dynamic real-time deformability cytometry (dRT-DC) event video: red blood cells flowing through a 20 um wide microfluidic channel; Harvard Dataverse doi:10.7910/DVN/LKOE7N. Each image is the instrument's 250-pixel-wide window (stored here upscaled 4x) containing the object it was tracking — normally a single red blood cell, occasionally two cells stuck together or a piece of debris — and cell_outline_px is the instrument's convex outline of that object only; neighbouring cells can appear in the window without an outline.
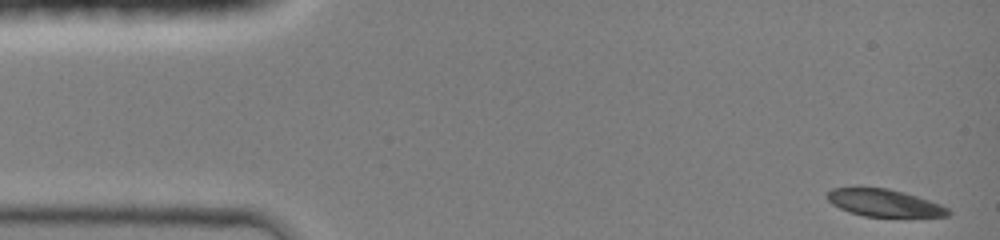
{"species": "common noctule bat (a hibernating species)", "species_latin": "Nyctalus noctula", "temperature_condition": "room temperature", "stored_images_in_passage": 42, "camera_frame_rate_fps": 3000, "um_per_image_px": 0.085, "animal": {"sex": "female", "body_mass_g": 19.0, "forearm_length_mm": 51.5}, "frame": {"image": 1, "passage_image": 1, "time_ms": 0.0, "image_size_px": [1000, 240], "cell_outline_px": [[952, 212], [948, 216], [864, 216], [840, 208], [832, 204], [824, 196], [832, 188], [888, 188], [904, 192], [940, 204], [948, 208]], "centroid_in_image_um": [75.15, 17.24], "position_along_channel_um": 9.9, "area_um2": 18.9}}
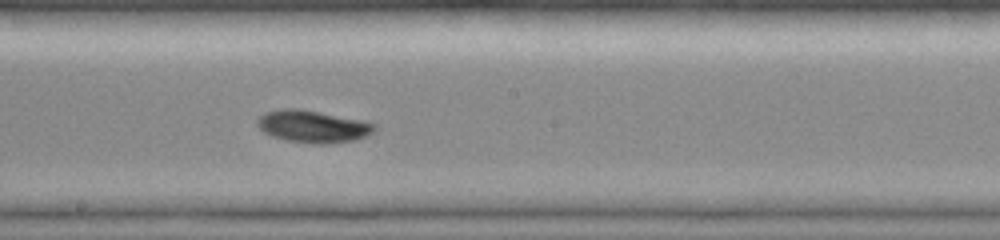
{"frame": {"image": 2, "passage_image": 24, "time_ms": 7.667, "image_size_px": [1000, 240], "cell_outline_px": [[376, 128], [372, 132], [356, 140], [324, 144], [316, 144], [288, 140], [272, 136], [264, 132], [256, 124], [256, 120], [264, 112], [284, 108], [300, 108], [364, 120], [376, 124]], "centroid_in_image_um": [26.59, 10.73], "position_along_channel_um": 221.6, "area_um2": 22.08}}
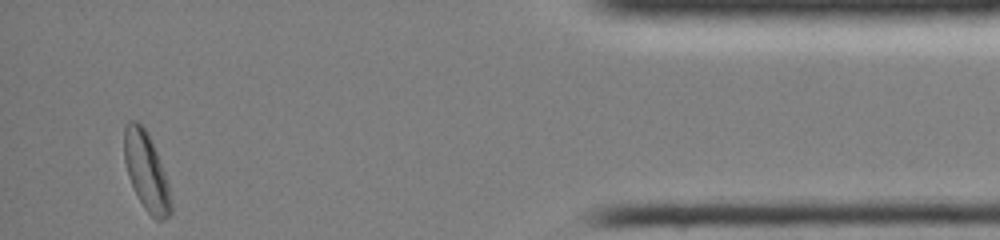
{"frame": {"image": 3, "passage_image": 42, "time_ms": 13.667, "image_size_px": [1000, 240], "cell_outline_px": [[172, 212], [164, 220], [156, 220], [144, 208], [128, 176], [124, 160], [124, 128], [128, 120], [136, 120], [144, 128], [156, 152], [164, 172], [168, 184], [172, 204]], "centroid_in_image_um": [12.43, 14.59], "position_along_channel_um": 422.8, "area_um2": 20.87}, "authors_computed_cell_mechanics": {"area_um2": 20.6057, "velocity_mm_per_s": 4.2, "shape_relaxation_time_tau1_ms": 3.3047, "shape_relaxation_time_tau2_ms": null, "deformation_change_tau1": 0.1039, "deformation_change_tau2": null}}